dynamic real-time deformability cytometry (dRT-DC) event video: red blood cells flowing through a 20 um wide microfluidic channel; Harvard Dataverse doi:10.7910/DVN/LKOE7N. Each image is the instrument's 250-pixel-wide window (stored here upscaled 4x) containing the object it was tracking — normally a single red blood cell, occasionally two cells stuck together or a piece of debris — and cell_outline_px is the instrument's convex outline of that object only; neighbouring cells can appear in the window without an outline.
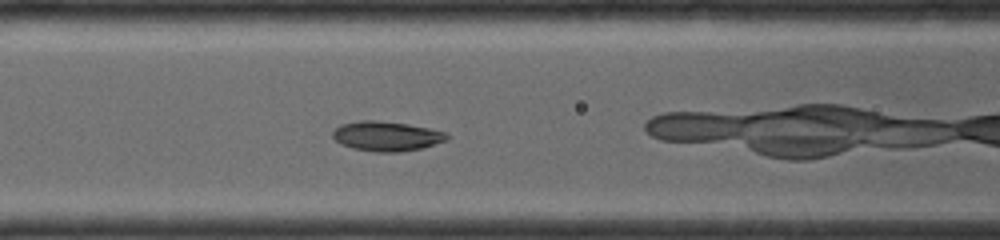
{"species": "common noctule bat (a hibernating species)", "species_latin": "Nyctalus noctula", "temperature_condition": "room temperature", "stored_images_in_passage": 4, "camera_frame_rate_fps": 4000, "um_per_image_px": 0.085, "animal": {"sex": "female", "body_mass_g": 19.0, "forearm_length_mm": 56.7}, "frame": {"image": 1, "passage_image": 4, "time_ms": 1.5, "image_size_px": [1000, 240], "cell_outline_px": [[452, 136], [448, 140], [424, 148], [400, 152], [376, 152], [352, 148], [340, 144], [332, 136], [332, 132], [340, 124], [360, 120], [376, 120], [408, 124], [448, 132]], "centroid_in_image_um": [32.9, 11.57], "position_along_channel_um": 133.7, "area_um2": 20.11}}